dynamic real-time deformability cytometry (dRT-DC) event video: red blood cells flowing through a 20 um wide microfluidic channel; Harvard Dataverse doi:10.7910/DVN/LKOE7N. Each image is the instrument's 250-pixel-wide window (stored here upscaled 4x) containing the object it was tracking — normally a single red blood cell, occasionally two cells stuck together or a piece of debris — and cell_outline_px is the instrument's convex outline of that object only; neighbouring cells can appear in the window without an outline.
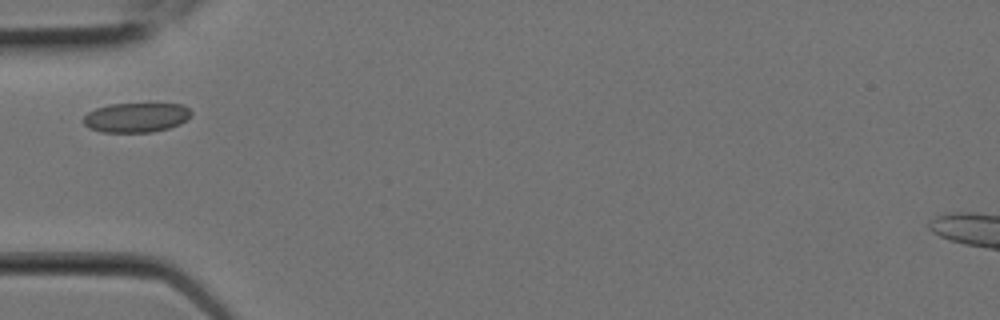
{"species": "Egyptian fruit bat (a non-hibernating species)", "species_latin": "Rousettus aegyptiacus", "temperature_condition": "room temperature", "stored_images_in_passage": 6, "camera_frame_rate_fps": 3000, "um_per_image_px": 0.085, "animal": {"sex": "female"}, "frame": {"image": 1, "passage_image": 3, "time_ms": 0.667, "image_size_px": [1000, 320], "cell_outline_px": [[192, 112], [180, 124], [168, 128], [152, 132], [100, 132], [88, 128], [84, 124], [84, 116], [88, 112], [96, 108], [108, 104], [180, 104], [188, 108]], "centroid_in_image_um": [11.53, 9.99], "position_along_channel_um": 73.5, "area_um2": 18.44}}
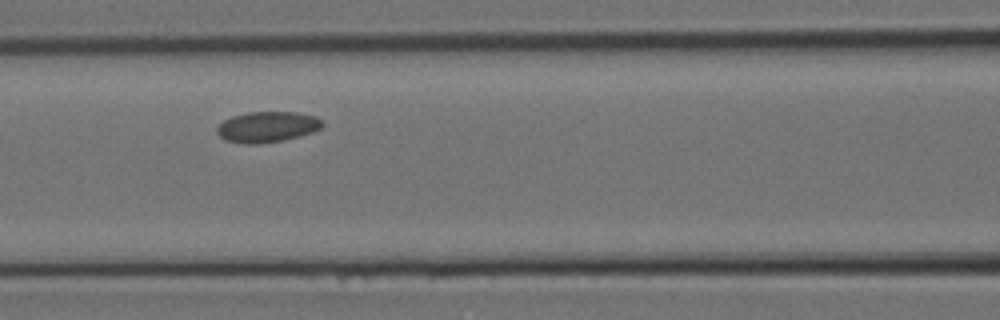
{"frame": {"image": 2, "passage_image": 5, "time_ms": 1.333, "image_size_px": [1000, 320], "cell_outline_px": [[324, 124], [320, 128], [312, 132], [300, 136], [284, 140], [256, 144], [244, 144], [224, 140], [216, 132], [216, 128], [224, 120], [232, 116], [248, 112], [296, 112], [316, 116], [324, 120]], "centroid_in_image_um": [22.72, 10.78], "position_along_channel_um": 143.9, "area_um2": 19.02}}
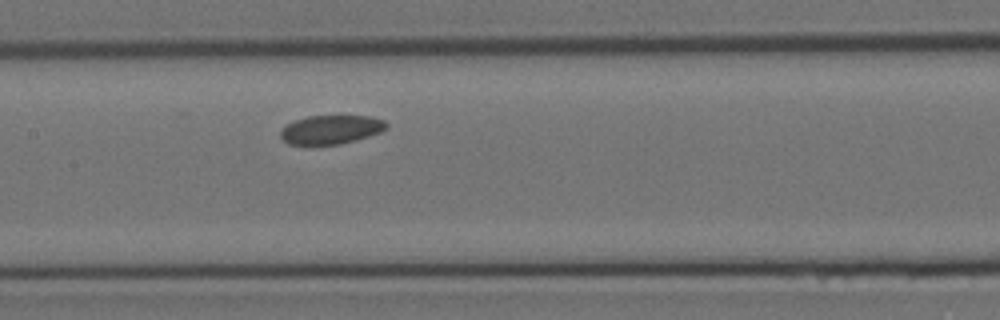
{"frame": {"image": 3, "passage_image": 6, "time_ms": 1.667, "image_size_px": [1000, 320], "cell_outline_px": [[388, 128], [380, 132], [356, 140], [340, 144], [288, 144], [280, 136], [280, 132], [288, 124], [296, 120], [308, 116], [372, 116], [384, 120], [388, 124]], "centroid_in_image_um": [28.18, 11.01], "position_along_channel_um": 179.2, "area_um2": 17.63}}